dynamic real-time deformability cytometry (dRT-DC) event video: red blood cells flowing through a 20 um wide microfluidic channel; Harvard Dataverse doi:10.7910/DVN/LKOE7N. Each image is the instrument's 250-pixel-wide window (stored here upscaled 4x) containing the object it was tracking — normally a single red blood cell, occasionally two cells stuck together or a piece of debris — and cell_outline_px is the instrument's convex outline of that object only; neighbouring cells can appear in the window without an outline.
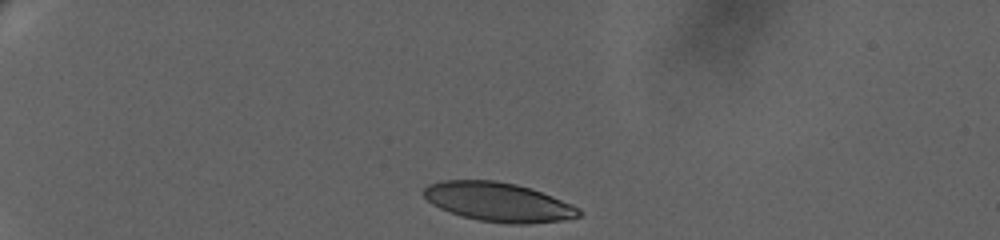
{"species": "human", "species_latin": "Homo sapiens", "temperature_condition": "warm", "stored_images_in_passage": 47, "camera_frame_rate_fps": 3000, "um_per_image_px": 0.085, "donor": {"sex": "female"}, "frame": {"image": 1, "passage_image": 1, "time_ms": 0.0, "image_size_px": [1000, 240], "cell_outline_px": [[580, 216], [564, 220], [528, 224], [508, 224], [480, 220], [460, 216], [440, 208], [432, 204], [424, 196], [424, 188], [428, 184], [444, 180], [496, 180], [516, 184], [552, 196], [572, 204], [580, 208]], "centroid_in_image_um": [42.36, 17.17], "position_along_channel_um": 42.6, "area_um2": 35.26}}
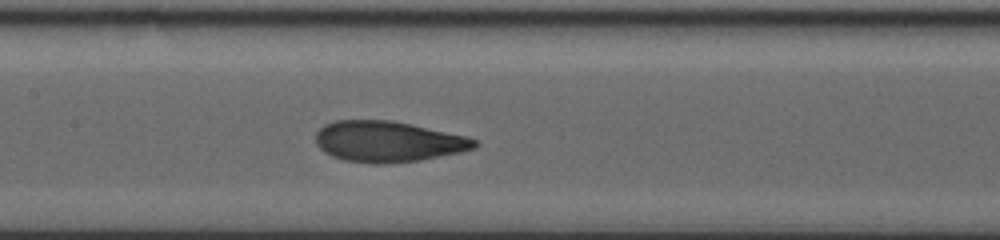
{"frame": {"image": 2, "passage_image": 20, "time_ms": 6.333, "image_size_px": [1000, 240], "cell_outline_px": [[476, 148], [460, 152], [420, 160], [384, 164], [376, 164], [344, 160], [332, 156], [324, 152], [316, 144], [316, 132], [324, 124], [336, 120], [392, 120], [412, 124], [468, 136], [476, 140]], "centroid_in_image_um": [32.97, 12.02], "position_along_channel_um": 174.4, "area_um2": 37.92}}
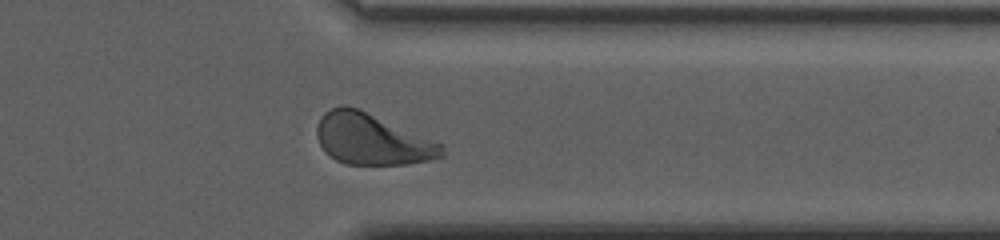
{"frame": {"image": 3, "passage_image": 41, "time_ms": 12.667, "image_size_px": [1000, 240], "cell_outline_px": [[444, 156], [428, 160], [408, 164], [348, 164], [336, 160], [324, 152], [316, 136], [316, 124], [320, 116], [324, 112], [332, 108], [344, 104], [356, 108], [444, 144]], "centroid_in_image_um": [31.59, 11.84], "position_along_channel_um": 379.8, "area_um2": 37.05}, "authors_computed_cell_mechanics": {"area_um2": 37.1654, "velocity_mm_per_s": 3.2466, "shape_relaxation_time_tau1_ms": 4.5407, "shape_relaxation_time_tau2_ms": 1.0563, "deformation_change_tau1": 0.1936, "deformation_change_tau2": 0.0726}}